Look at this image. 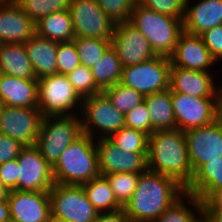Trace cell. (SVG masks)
Masks as SVG:
<instances>
[{"label": "cell", "instance_id": "31", "mask_svg": "<svg viewBox=\"0 0 222 222\" xmlns=\"http://www.w3.org/2000/svg\"><path fill=\"white\" fill-rule=\"evenodd\" d=\"M114 107L124 115L144 101V96L132 88H128L121 83L107 87L102 91Z\"/></svg>", "mask_w": 222, "mask_h": 222}, {"label": "cell", "instance_id": "4", "mask_svg": "<svg viewBox=\"0 0 222 222\" xmlns=\"http://www.w3.org/2000/svg\"><path fill=\"white\" fill-rule=\"evenodd\" d=\"M129 21L146 37L156 56H172L183 32V18L160 14L136 2Z\"/></svg>", "mask_w": 222, "mask_h": 222}, {"label": "cell", "instance_id": "45", "mask_svg": "<svg viewBox=\"0 0 222 222\" xmlns=\"http://www.w3.org/2000/svg\"><path fill=\"white\" fill-rule=\"evenodd\" d=\"M203 222H222V206H203Z\"/></svg>", "mask_w": 222, "mask_h": 222}, {"label": "cell", "instance_id": "15", "mask_svg": "<svg viewBox=\"0 0 222 222\" xmlns=\"http://www.w3.org/2000/svg\"><path fill=\"white\" fill-rule=\"evenodd\" d=\"M110 43L122 67L135 65L156 56L149 41L129 20L115 24Z\"/></svg>", "mask_w": 222, "mask_h": 222}, {"label": "cell", "instance_id": "37", "mask_svg": "<svg viewBox=\"0 0 222 222\" xmlns=\"http://www.w3.org/2000/svg\"><path fill=\"white\" fill-rule=\"evenodd\" d=\"M81 64L74 41L58 42L57 74L67 75Z\"/></svg>", "mask_w": 222, "mask_h": 222}, {"label": "cell", "instance_id": "10", "mask_svg": "<svg viewBox=\"0 0 222 222\" xmlns=\"http://www.w3.org/2000/svg\"><path fill=\"white\" fill-rule=\"evenodd\" d=\"M48 193L51 214L69 222H94L99 215L82 185L55 183Z\"/></svg>", "mask_w": 222, "mask_h": 222}, {"label": "cell", "instance_id": "36", "mask_svg": "<svg viewBox=\"0 0 222 222\" xmlns=\"http://www.w3.org/2000/svg\"><path fill=\"white\" fill-rule=\"evenodd\" d=\"M67 77L81 99L102 93L95 83L91 69L85 65L80 64Z\"/></svg>", "mask_w": 222, "mask_h": 222}, {"label": "cell", "instance_id": "33", "mask_svg": "<svg viewBox=\"0 0 222 222\" xmlns=\"http://www.w3.org/2000/svg\"><path fill=\"white\" fill-rule=\"evenodd\" d=\"M73 41L76 45L81 64L89 68L93 67L111 46L110 40L98 38H74Z\"/></svg>", "mask_w": 222, "mask_h": 222}, {"label": "cell", "instance_id": "26", "mask_svg": "<svg viewBox=\"0 0 222 222\" xmlns=\"http://www.w3.org/2000/svg\"><path fill=\"white\" fill-rule=\"evenodd\" d=\"M144 101L151 119V134L154 131L176 129L170 89L144 96Z\"/></svg>", "mask_w": 222, "mask_h": 222}, {"label": "cell", "instance_id": "2", "mask_svg": "<svg viewBox=\"0 0 222 222\" xmlns=\"http://www.w3.org/2000/svg\"><path fill=\"white\" fill-rule=\"evenodd\" d=\"M148 170L176 179L185 188L193 178L185 133L179 129L154 131L148 137Z\"/></svg>", "mask_w": 222, "mask_h": 222}, {"label": "cell", "instance_id": "32", "mask_svg": "<svg viewBox=\"0 0 222 222\" xmlns=\"http://www.w3.org/2000/svg\"><path fill=\"white\" fill-rule=\"evenodd\" d=\"M36 23L51 13L68 10L71 0H14Z\"/></svg>", "mask_w": 222, "mask_h": 222}, {"label": "cell", "instance_id": "27", "mask_svg": "<svg viewBox=\"0 0 222 222\" xmlns=\"http://www.w3.org/2000/svg\"><path fill=\"white\" fill-rule=\"evenodd\" d=\"M36 24V34L57 42H69L75 38L69 10L51 13Z\"/></svg>", "mask_w": 222, "mask_h": 222}, {"label": "cell", "instance_id": "20", "mask_svg": "<svg viewBox=\"0 0 222 222\" xmlns=\"http://www.w3.org/2000/svg\"><path fill=\"white\" fill-rule=\"evenodd\" d=\"M35 33V22L14 0L0 4V44H24Z\"/></svg>", "mask_w": 222, "mask_h": 222}, {"label": "cell", "instance_id": "40", "mask_svg": "<svg viewBox=\"0 0 222 222\" xmlns=\"http://www.w3.org/2000/svg\"><path fill=\"white\" fill-rule=\"evenodd\" d=\"M141 5L175 18H184L186 0H137Z\"/></svg>", "mask_w": 222, "mask_h": 222}, {"label": "cell", "instance_id": "35", "mask_svg": "<svg viewBox=\"0 0 222 222\" xmlns=\"http://www.w3.org/2000/svg\"><path fill=\"white\" fill-rule=\"evenodd\" d=\"M140 174L131 172H117L105 175L109 181L117 202L124 205L131 199L136 190L137 180Z\"/></svg>", "mask_w": 222, "mask_h": 222}, {"label": "cell", "instance_id": "24", "mask_svg": "<svg viewBox=\"0 0 222 222\" xmlns=\"http://www.w3.org/2000/svg\"><path fill=\"white\" fill-rule=\"evenodd\" d=\"M222 189V158L209 160L193 175L185 193L198 197L202 202L215 191Z\"/></svg>", "mask_w": 222, "mask_h": 222}, {"label": "cell", "instance_id": "34", "mask_svg": "<svg viewBox=\"0 0 222 222\" xmlns=\"http://www.w3.org/2000/svg\"><path fill=\"white\" fill-rule=\"evenodd\" d=\"M148 137L146 133L124 126L108 139L127 152H148Z\"/></svg>", "mask_w": 222, "mask_h": 222}, {"label": "cell", "instance_id": "29", "mask_svg": "<svg viewBox=\"0 0 222 222\" xmlns=\"http://www.w3.org/2000/svg\"><path fill=\"white\" fill-rule=\"evenodd\" d=\"M88 200L99 213L113 212L123 208L115 198L111 185L105 176H99L82 184Z\"/></svg>", "mask_w": 222, "mask_h": 222}, {"label": "cell", "instance_id": "50", "mask_svg": "<svg viewBox=\"0 0 222 222\" xmlns=\"http://www.w3.org/2000/svg\"><path fill=\"white\" fill-rule=\"evenodd\" d=\"M222 78L220 80V99H221V103H222Z\"/></svg>", "mask_w": 222, "mask_h": 222}, {"label": "cell", "instance_id": "42", "mask_svg": "<svg viewBox=\"0 0 222 222\" xmlns=\"http://www.w3.org/2000/svg\"><path fill=\"white\" fill-rule=\"evenodd\" d=\"M18 160H10L0 164V182L10 191L17 190Z\"/></svg>", "mask_w": 222, "mask_h": 222}, {"label": "cell", "instance_id": "1", "mask_svg": "<svg viewBox=\"0 0 222 222\" xmlns=\"http://www.w3.org/2000/svg\"><path fill=\"white\" fill-rule=\"evenodd\" d=\"M184 194L185 187L176 179L147 169L123 209L131 222H154Z\"/></svg>", "mask_w": 222, "mask_h": 222}, {"label": "cell", "instance_id": "48", "mask_svg": "<svg viewBox=\"0 0 222 222\" xmlns=\"http://www.w3.org/2000/svg\"><path fill=\"white\" fill-rule=\"evenodd\" d=\"M9 190L0 182V201H8Z\"/></svg>", "mask_w": 222, "mask_h": 222}, {"label": "cell", "instance_id": "46", "mask_svg": "<svg viewBox=\"0 0 222 222\" xmlns=\"http://www.w3.org/2000/svg\"><path fill=\"white\" fill-rule=\"evenodd\" d=\"M203 206H222V189L215 191L208 199L202 202Z\"/></svg>", "mask_w": 222, "mask_h": 222}, {"label": "cell", "instance_id": "23", "mask_svg": "<svg viewBox=\"0 0 222 222\" xmlns=\"http://www.w3.org/2000/svg\"><path fill=\"white\" fill-rule=\"evenodd\" d=\"M24 45L36 79L57 74V41L35 33Z\"/></svg>", "mask_w": 222, "mask_h": 222}, {"label": "cell", "instance_id": "49", "mask_svg": "<svg viewBox=\"0 0 222 222\" xmlns=\"http://www.w3.org/2000/svg\"><path fill=\"white\" fill-rule=\"evenodd\" d=\"M47 222H69V221L62 218V217H59V216H56V215L50 213Z\"/></svg>", "mask_w": 222, "mask_h": 222}, {"label": "cell", "instance_id": "8", "mask_svg": "<svg viewBox=\"0 0 222 222\" xmlns=\"http://www.w3.org/2000/svg\"><path fill=\"white\" fill-rule=\"evenodd\" d=\"M176 128L183 132L213 123L222 115L220 97H194L171 91Z\"/></svg>", "mask_w": 222, "mask_h": 222}, {"label": "cell", "instance_id": "13", "mask_svg": "<svg viewBox=\"0 0 222 222\" xmlns=\"http://www.w3.org/2000/svg\"><path fill=\"white\" fill-rule=\"evenodd\" d=\"M184 133L193 174L209 160L222 158V115L209 125Z\"/></svg>", "mask_w": 222, "mask_h": 222}, {"label": "cell", "instance_id": "43", "mask_svg": "<svg viewBox=\"0 0 222 222\" xmlns=\"http://www.w3.org/2000/svg\"><path fill=\"white\" fill-rule=\"evenodd\" d=\"M24 147L15 139L0 134V164L16 159Z\"/></svg>", "mask_w": 222, "mask_h": 222}, {"label": "cell", "instance_id": "47", "mask_svg": "<svg viewBox=\"0 0 222 222\" xmlns=\"http://www.w3.org/2000/svg\"><path fill=\"white\" fill-rule=\"evenodd\" d=\"M11 220L8 201H0V222Z\"/></svg>", "mask_w": 222, "mask_h": 222}, {"label": "cell", "instance_id": "21", "mask_svg": "<svg viewBox=\"0 0 222 222\" xmlns=\"http://www.w3.org/2000/svg\"><path fill=\"white\" fill-rule=\"evenodd\" d=\"M194 2V3H193ZM222 24V0H186L183 31L201 35Z\"/></svg>", "mask_w": 222, "mask_h": 222}, {"label": "cell", "instance_id": "7", "mask_svg": "<svg viewBox=\"0 0 222 222\" xmlns=\"http://www.w3.org/2000/svg\"><path fill=\"white\" fill-rule=\"evenodd\" d=\"M82 132L95 140L109 138L125 126V115L102 92L82 99Z\"/></svg>", "mask_w": 222, "mask_h": 222}, {"label": "cell", "instance_id": "12", "mask_svg": "<svg viewBox=\"0 0 222 222\" xmlns=\"http://www.w3.org/2000/svg\"><path fill=\"white\" fill-rule=\"evenodd\" d=\"M43 115L38 107H10L0 109V134L9 136L24 146L37 141Z\"/></svg>", "mask_w": 222, "mask_h": 222}, {"label": "cell", "instance_id": "19", "mask_svg": "<svg viewBox=\"0 0 222 222\" xmlns=\"http://www.w3.org/2000/svg\"><path fill=\"white\" fill-rule=\"evenodd\" d=\"M10 217L17 222H47L51 213L49 193L42 191L10 190Z\"/></svg>", "mask_w": 222, "mask_h": 222}, {"label": "cell", "instance_id": "39", "mask_svg": "<svg viewBox=\"0 0 222 222\" xmlns=\"http://www.w3.org/2000/svg\"><path fill=\"white\" fill-rule=\"evenodd\" d=\"M125 126L151 135V119L145 101L125 114Z\"/></svg>", "mask_w": 222, "mask_h": 222}, {"label": "cell", "instance_id": "18", "mask_svg": "<svg viewBox=\"0 0 222 222\" xmlns=\"http://www.w3.org/2000/svg\"><path fill=\"white\" fill-rule=\"evenodd\" d=\"M218 74L221 72L192 71L171 65L169 89L194 97H220Z\"/></svg>", "mask_w": 222, "mask_h": 222}, {"label": "cell", "instance_id": "22", "mask_svg": "<svg viewBox=\"0 0 222 222\" xmlns=\"http://www.w3.org/2000/svg\"><path fill=\"white\" fill-rule=\"evenodd\" d=\"M0 101L10 107H38L37 79L0 73Z\"/></svg>", "mask_w": 222, "mask_h": 222}, {"label": "cell", "instance_id": "28", "mask_svg": "<svg viewBox=\"0 0 222 222\" xmlns=\"http://www.w3.org/2000/svg\"><path fill=\"white\" fill-rule=\"evenodd\" d=\"M154 222H203L202 201L185 193Z\"/></svg>", "mask_w": 222, "mask_h": 222}, {"label": "cell", "instance_id": "25", "mask_svg": "<svg viewBox=\"0 0 222 222\" xmlns=\"http://www.w3.org/2000/svg\"><path fill=\"white\" fill-rule=\"evenodd\" d=\"M0 73L17 78L36 79L24 44H0Z\"/></svg>", "mask_w": 222, "mask_h": 222}, {"label": "cell", "instance_id": "6", "mask_svg": "<svg viewBox=\"0 0 222 222\" xmlns=\"http://www.w3.org/2000/svg\"><path fill=\"white\" fill-rule=\"evenodd\" d=\"M38 108L42 115H79L82 99L67 75L54 74L37 79Z\"/></svg>", "mask_w": 222, "mask_h": 222}, {"label": "cell", "instance_id": "51", "mask_svg": "<svg viewBox=\"0 0 222 222\" xmlns=\"http://www.w3.org/2000/svg\"><path fill=\"white\" fill-rule=\"evenodd\" d=\"M5 1H7V0H0V4H2V3L5 2Z\"/></svg>", "mask_w": 222, "mask_h": 222}, {"label": "cell", "instance_id": "30", "mask_svg": "<svg viewBox=\"0 0 222 222\" xmlns=\"http://www.w3.org/2000/svg\"><path fill=\"white\" fill-rule=\"evenodd\" d=\"M90 69L95 83L102 91L107 87L119 83L123 71L121 61L111 46Z\"/></svg>", "mask_w": 222, "mask_h": 222}, {"label": "cell", "instance_id": "14", "mask_svg": "<svg viewBox=\"0 0 222 222\" xmlns=\"http://www.w3.org/2000/svg\"><path fill=\"white\" fill-rule=\"evenodd\" d=\"M17 190L49 192L55 184L52 166L43 158L39 149L25 146L17 157Z\"/></svg>", "mask_w": 222, "mask_h": 222}, {"label": "cell", "instance_id": "44", "mask_svg": "<svg viewBox=\"0 0 222 222\" xmlns=\"http://www.w3.org/2000/svg\"><path fill=\"white\" fill-rule=\"evenodd\" d=\"M94 222H131L128 216L125 214L123 208L113 211L99 213Z\"/></svg>", "mask_w": 222, "mask_h": 222}, {"label": "cell", "instance_id": "5", "mask_svg": "<svg viewBox=\"0 0 222 222\" xmlns=\"http://www.w3.org/2000/svg\"><path fill=\"white\" fill-rule=\"evenodd\" d=\"M82 134L80 115L45 116L35 146L53 167L60 154Z\"/></svg>", "mask_w": 222, "mask_h": 222}, {"label": "cell", "instance_id": "9", "mask_svg": "<svg viewBox=\"0 0 222 222\" xmlns=\"http://www.w3.org/2000/svg\"><path fill=\"white\" fill-rule=\"evenodd\" d=\"M170 69V58L155 56L150 60L123 67L119 83L147 96L169 89Z\"/></svg>", "mask_w": 222, "mask_h": 222}, {"label": "cell", "instance_id": "16", "mask_svg": "<svg viewBox=\"0 0 222 222\" xmlns=\"http://www.w3.org/2000/svg\"><path fill=\"white\" fill-rule=\"evenodd\" d=\"M170 61L172 66L192 71L216 72L217 68V72L222 71V67L211 56L201 36L192 35L184 31L178 38Z\"/></svg>", "mask_w": 222, "mask_h": 222}, {"label": "cell", "instance_id": "38", "mask_svg": "<svg viewBox=\"0 0 222 222\" xmlns=\"http://www.w3.org/2000/svg\"><path fill=\"white\" fill-rule=\"evenodd\" d=\"M114 24L128 21L137 0H96Z\"/></svg>", "mask_w": 222, "mask_h": 222}, {"label": "cell", "instance_id": "3", "mask_svg": "<svg viewBox=\"0 0 222 222\" xmlns=\"http://www.w3.org/2000/svg\"><path fill=\"white\" fill-rule=\"evenodd\" d=\"M55 183L82 185L100 176L96 140L82 134L61 154L52 167Z\"/></svg>", "mask_w": 222, "mask_h": 222}, {"label": "cell", "instance_id": "17", "mask_svg": "<svg viewBox=\"0 0 222 222\" xmlns=\"http://www.w3.org/2000/svg\"><path fill=\"white\" fill-rule=\"evenodd\" d=\"M96 147L101 176L117 172L141 174L148 169V152H127L121 150L108 138L97 139Z\"/></svg>", "mask_w": 222, "mask_h": 222}, {"label": "cell", "instance_id": "11", "mask_svg": "<svg viewBox=\"0 0 222 222\" xmlns=\"http://www.w3.org/2000/svg\"><path fill=\"white\" fill-rule=\"evenodd\" d=\"M68 10L73 22L75 38L111 40L115 24L96 0H71Z\"/></svg>", "mask_w": 222, "mask_h": 222}, {"label": "cell", "instance_id": "41", "mask_svg": "<svg viewBox=\"0 0 222 222\" xmlns=\"http://www.w3.org/2000/svg\"><path fill=\"white\" fill-rule=\"evenodd\" d=\"M211 56L222 64V24L205 31L200 35Z\"/></svg>", "mask_w": 222, "mask_h": 222}]
</instances>
